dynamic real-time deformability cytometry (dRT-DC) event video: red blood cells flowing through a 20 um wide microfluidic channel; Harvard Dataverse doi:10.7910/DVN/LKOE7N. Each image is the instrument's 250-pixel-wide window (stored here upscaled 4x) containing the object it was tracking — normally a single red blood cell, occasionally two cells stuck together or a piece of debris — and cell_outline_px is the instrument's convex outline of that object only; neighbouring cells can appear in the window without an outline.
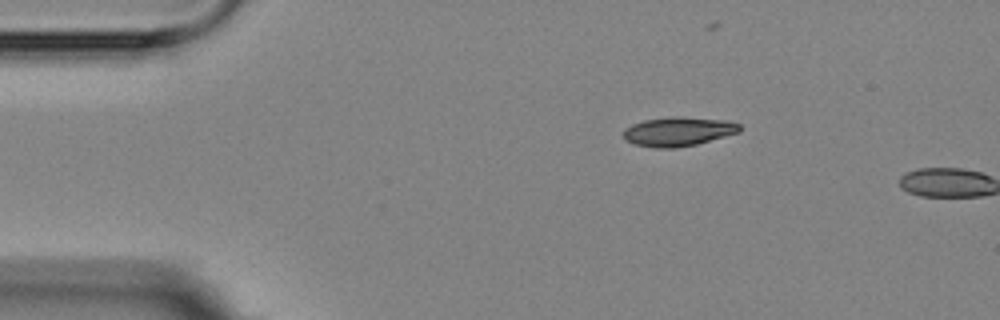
{"species": "Egyptian fruit bat (a non-hibernating species)", "species_latin": "Rousettus aegyptiacus", "temperature_condition": "room temperature", "stored_images_in_passage": 2, "camera_frame_rate_fps": 3000, "um_per_image_px": 0.085, "animal": {"sex": "female"}, "frame": {"image": 1, "passage_image": 1, "time_ms": 0.0, "image_size_px": [1000, 320], "cell_outline_px": [[740, 132], [696, 144], [676, 148], [656, 148], [636, 144], [624, 140], [624, 128], [632, 124], [644, 120], [672, 116], [676, 116], [728, 120], [740, 124]], "centroid_in_image_um": [57.65, 11.17], "position_along_channel_um": 27.4, "area_um2": 19.77}}